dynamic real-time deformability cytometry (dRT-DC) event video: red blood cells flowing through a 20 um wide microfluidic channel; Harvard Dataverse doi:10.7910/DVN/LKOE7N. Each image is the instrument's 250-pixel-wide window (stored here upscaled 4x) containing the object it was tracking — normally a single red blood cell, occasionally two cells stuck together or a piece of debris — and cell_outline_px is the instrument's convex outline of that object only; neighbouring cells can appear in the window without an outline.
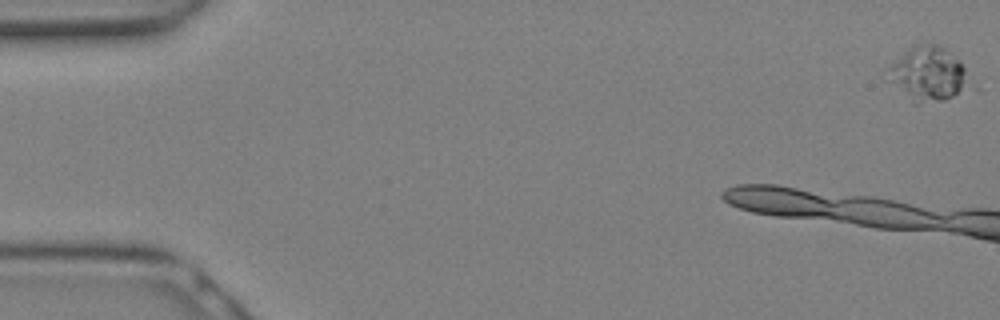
{"species": "Egyptian fruit bat (a non-hibernating species)", "species_latin": "Rousettus aegyptiacus", "temperature_condition": "warm", "stored_images_in_passage": 5, "camera_frame_rate_fps": 3000, "um_per_image_px": 0.085, "animal": {"sex": "female"}, "frame": {"image": 1, "passage_image": 1, "time_ms": 0.0, "image_size_px": [1000, 320], "cell_outline_px": [[964, 88], [952, 96], [944, 100], [916, 104], [912, 104], [888, 68], [904, 52], [912, 48], [928, 44], [940, 44], [964, 68]], "centroid_in_image_um": [78.9, 6.29], "position_along_channel_um": 6.1, "area_um2": 23.52}}